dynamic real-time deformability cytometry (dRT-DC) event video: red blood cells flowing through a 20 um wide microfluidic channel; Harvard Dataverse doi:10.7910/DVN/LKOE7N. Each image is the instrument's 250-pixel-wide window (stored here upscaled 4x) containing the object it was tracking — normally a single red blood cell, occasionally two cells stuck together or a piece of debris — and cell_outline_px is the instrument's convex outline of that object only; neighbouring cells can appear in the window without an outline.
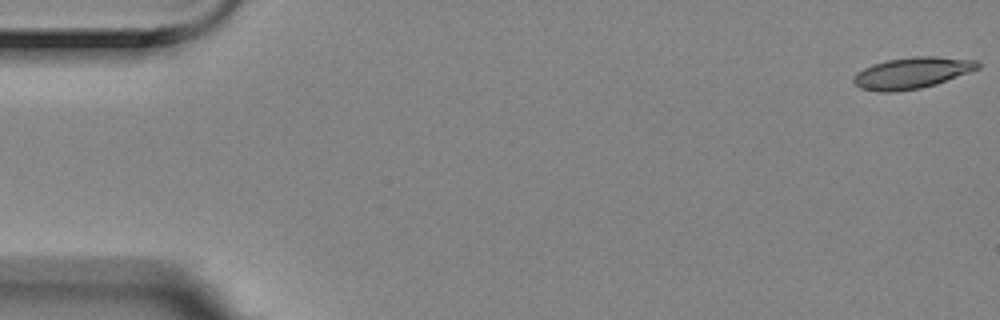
{"species": "Egyptian fruit bat (a non-hibernating species)", "species_latin": "Rousettus aegyptiacus", "temperature_condition": "room temperature", "stored_images_in_passage": 6, "camera_frame_rate_fps": 3000, "um_per_image_px": 0.085, "animal": {"sex": "female"}, "frame": {"image": 1, "passage_image": 1, "time_ms": 0.0, "image_size_px": [1000, 320], "cell_outline_px": [[980, 68], [936, 84], [920, 88], [892, 92], [876, 92], [860, 88], [852, 80], [852, 76], [856, 72], [872, 64], [888, 60], [912, 56], [936, 56], [976, 60], [980, 64]], "centroid_in_image_um": [77.49, 6.19], "position_along_channel_um": 7.5, "area_um2": 22.72}}
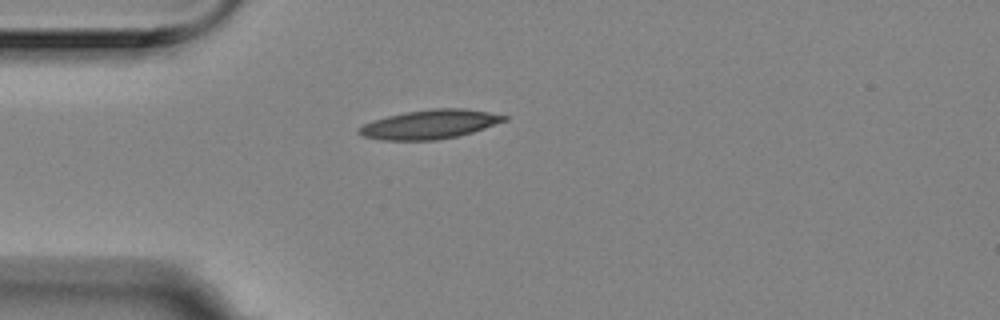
{"frame": {"image": 2, "passage_image": 5, "time_ms": 1.333, "image_size_px": [1000, 320], "cell_outline_px": [[508, 120], [472, 132], [456, 136], [436, 140], [380, 140], [364, 136], [356, 132], [356, 128], [372, 120], [404, 112], [432, 108], [464, 108], [488, 112], [508, 116]], "centroid_in_image_um": [36.5, 10.56], "position_along_channel_um": 48.5, "area_um2": 24.62}}